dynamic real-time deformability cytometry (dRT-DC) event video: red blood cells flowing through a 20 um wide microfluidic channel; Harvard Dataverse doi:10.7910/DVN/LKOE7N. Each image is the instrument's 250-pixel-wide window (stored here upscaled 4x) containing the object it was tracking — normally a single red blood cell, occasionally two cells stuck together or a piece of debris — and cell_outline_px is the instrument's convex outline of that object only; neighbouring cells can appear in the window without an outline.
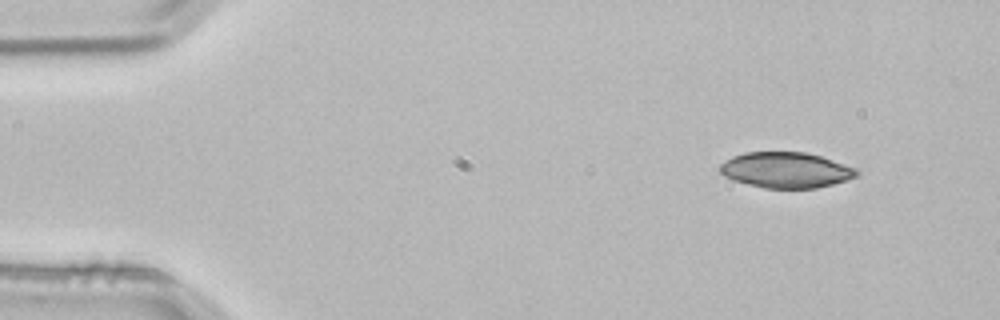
{"species": "common noctule bat (a hibernating species)", "species_latin": "Nyctalus noctula", "temperature_condition": "room temperature", "stored_images_in_passage": 4, "segment_of_instrument_passage": [1, 2], "camera_frame_rate_fps": 3000, "um_per_image_px": 0.085, "animal": {"sex": "male", "body_mass_g": 21.5, "forearm_length_mm": 52.0}, "frame": {"image": 1, "passage_image": 1, "time_ms": 0.0, "image_size_px": [1000, 320], "cell_outline_px": [[860, 176], [848, 180], [816, 188], [764, 188], [732, 180], [724, 176], [720, 172], [720, 164], [724, 160], [732, 156], [744, 152], [804, 152], [820, 156], [856, 168], [860, 172]], "centroid_in_image_um": [66.8, 14.45], "position_along_channel_um": 18.2, "area_um2": 28.55}}